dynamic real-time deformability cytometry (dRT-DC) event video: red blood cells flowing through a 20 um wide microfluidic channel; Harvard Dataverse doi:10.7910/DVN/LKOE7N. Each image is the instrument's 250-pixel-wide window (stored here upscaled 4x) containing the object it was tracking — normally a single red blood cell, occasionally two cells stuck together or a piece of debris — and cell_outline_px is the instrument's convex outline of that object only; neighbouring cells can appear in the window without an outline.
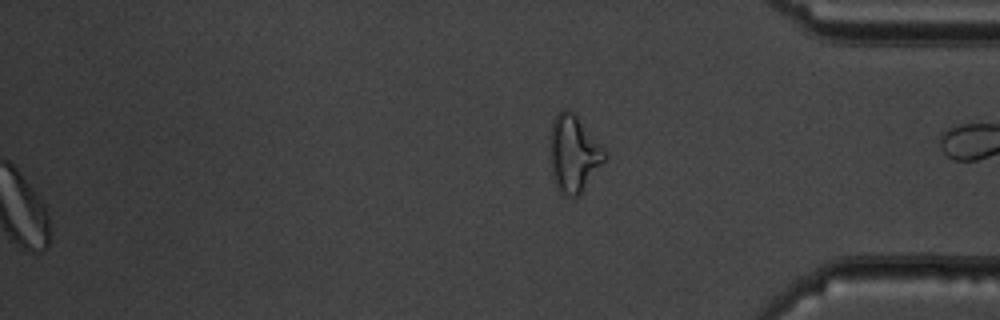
{"species": "common noctule bat (a hibernating species)", "species_latin": "Nyctalus noctula", "temperature_condition": "warm", "stored_images_in_passage": 46, "segment_of_instrument_passage": [2, 2], "camera_frame_rate_fps": 3000, "um_per_image_px": 0.085, "animal": {"sex": "male", "body_mass_g": 19.5, "forearm_length_mm": 54.6}, "frame": {"image": 1, "passage_image": 46, "time_ms": 15.0, "image_size_px": [1000, 320], "cell_outline_px": [[608, 156], [580, 196], [568, 196], [560, 192], [556, 188], [552, 176], [548, 152], [548, 148], [552, 120], [556, 112], [564, 108], [572, 112], [576, 116], [604, 148]], "centroid_in_image_um": [48.72, 13.08], "position_along_channel_um": 386.5, "area_um2": 24.97}}